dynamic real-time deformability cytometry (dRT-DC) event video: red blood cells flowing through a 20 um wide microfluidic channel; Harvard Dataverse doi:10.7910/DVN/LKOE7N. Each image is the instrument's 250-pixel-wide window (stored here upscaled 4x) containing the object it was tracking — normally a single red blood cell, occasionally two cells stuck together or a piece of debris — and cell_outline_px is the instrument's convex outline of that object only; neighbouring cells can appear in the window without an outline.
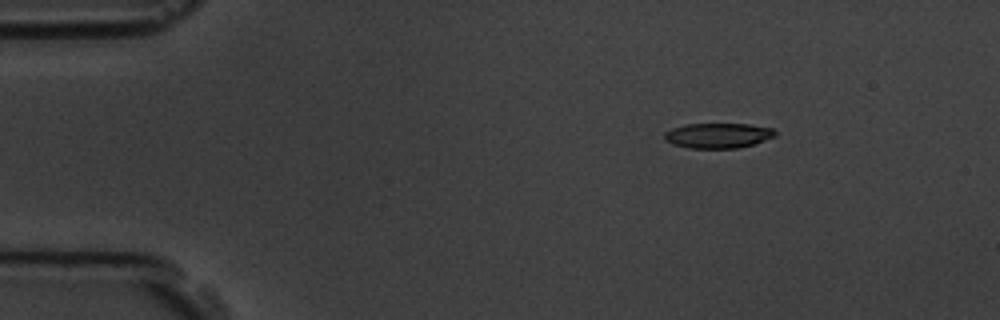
{"species": "common noctule bat (a hibernating species)", "species_latin": "Nyctalus noctula", "temperature_condition": "room temperature", "stored_images_in_passage": 7, "camera_frame_rate_fps": 3000, "um_per_image_px": 0.085, "animal": {"sex": "male", "body_mass_g": 19.5, "forearm_length_mm": 54.6}, "frame": {"image": 1, "passage_image": 3, "time_ms": 2.333, "image_size_px": [1000, 320], "cell_outline_px": [[776, 136], [752, 144], [736, 148], [688, 148], [672, 144], [664, 140], [664, 132], [672, 128], [688, 124], [748, 124], [772, 128], [776, 132]], "centroid_in_image_um": [61.0, 11.52], "position_along_channel_um": 24.0, "area_um2": 16.13}}
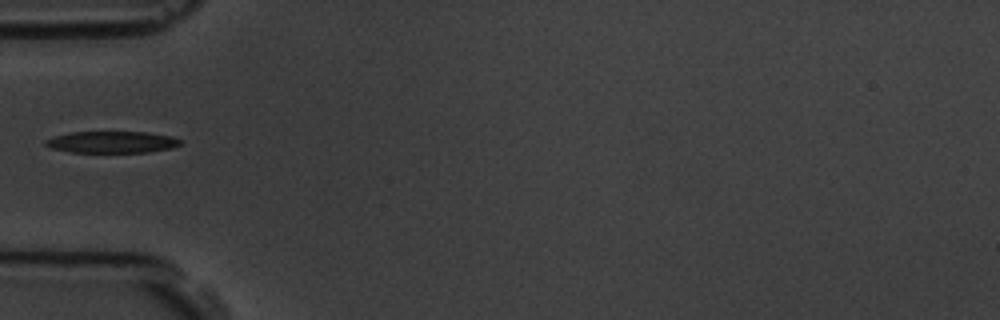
{"frame": {"image": 2, "passage_image": 6, "time_ms": 5.667, "image_size_px": [1000, 320], "cell_outline_px": [[184, 140], [180, 144], [172, 148], [148, 152], [72, 152], [52, 148], [44, 144], [44, 140], [56, 136], [72, 132], [148, 132], [172, 136]], "centroid_in_image_um": [9.57, 12.07], "position_along_channel_um": 75.4, "area_um2": 16.99}}
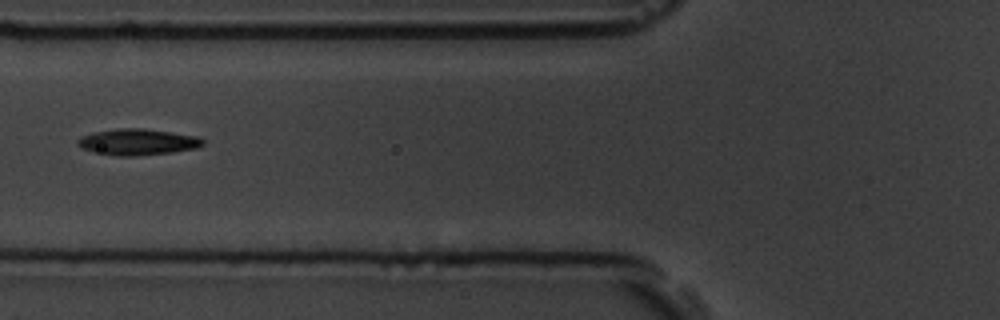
{"frame": {"image": 3, "passage_image": 7, "time_ms": 6.667, "image_size_px": [1000, 320], "cell_outline_px": [[204, 144], [196, 148], [172, 152], [136, 156], [116, 156], [92, 152], [80, 148], [76, 144], [76, 140], [80, 136], [92, 132], [116, 128], [144, 128], [196, 136], [204, 140]], "centroid_in_image_um": [11.62, 12.07], "position_along_channel_um": 114.2, "area_um2": 19.36}}